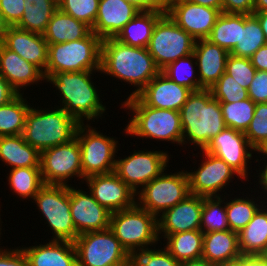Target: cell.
<instances>
[{
	"mask_svg": "<svg viewBox=\"0 0 267 266\" xmlns=\"http://www.w3.org/2000/svg\"><path fill=\"white\" fill-rule=\"evenodd\" d=\"M96 129L88 123H81L76 133L81 149L83 180L93 175L114 172L118 141Z\"/></svg>",
	"mask_w": 267,
	"mask_h": 266,
	"instance_id": "11",
	"label": "cell"
},
{
	"mask_svg": "<svg viewBox=\"0 0 267 266\" xmlns=\"http://www.w3.org/2000/svg\"><path fill=\"white\" fill-rule=\"evenodd\" d=\"M25 0H0V14L9 26H16L22 19Z\"/></svg>",
	"mask_w": 267,
	"mask_h": 266,
	"instance_id": "47",
	"label": "cell"
},
{
	"mask_svg": "<svg viewBox=\"0 0 267 266\" xmlns=\"http://www.w3.org/2000/svg\"><path fill=\"white\" fill-rule=\"evenodd\" d=\"M18 93L10 86L7 80L0 74V106L9 103Z\"/></svg>",
	"mask_w": 267,
	"mask_h": 266,
	"instance_id": "52",
	"label": "cell"
},
{
	"mask_svg": "<svg viewBox=\"0 0 267 266\" xmlns=\"http://www.w3.org/2000/svg\"><path fill=\"white\" fill-rule=\"evenodd\" d=\"M57 9L55 0H25L22 19L16 27L43 35Z\"/></svg>",
	"mask_w": 267,
	"mask_h": 266,
	"instance_id": "33",
	"label": "cell"
},
{
	"mask_svg": "<svg viewBox=\"0 0 267 266\" xmlns=\"http://www.w3.org/2000/svg\"><path fill=\"white\" fill-rule=\"evenodd\" d=\"M180 117L182 146L189 142L190 146L204 149L226 128L220 103L209 89L192 91L180 109Z\"/></svg>",
	"mask_w": 267,
	"mask_h": 266,
	"instance_id": "2",
	"label": "cell"
},
{
	"mask_svg": "<svg viewBox=\"0 0 267 266\" xmlns=\"http://www.w3.org/2000/svg\"><path fill=\"white\" fill-rule=\"evenodd\" d=\"M95 72L101 71L59 72L46 78V82L56 87L61 95L58 102L62 104L58 107L74 116L80 123H84V120L94 121L106 112V107L102 104L97 92L98 89L91 79Z\"/></svg>",
	"mask_w": 267,
	"mask_h": 266,
	"instance_id": "3",
	"label": "cell"
},
{
	"mask_svg": "<svg viewBox=\"0 0 267 266\" xmlns=\"http://www.w3.org/2000/svg\"><path fill=\"white\" fill-rule=\"evenodd\" d=\"M92 29L85 22L73 18L59 8L53 13L43 34L48 45L76 41L87 37Z\"/></svg>",
	"mask_w": 267,
	"mask_h": 266,
	"instance_id": "28",
	"label": "cell"
},
{
	"mask_svg": "<svg viewBox=\"0 0 267 266\" xmlns=\"http://www.w3.org/2000/svg\"><path fill=\"white\" fill-rule=\"evenodd\" d=\"M165 13V9L141 10L115 37L120 42L147 48L157 20Z\"/></svg>",
	"mask_w": 267,
	"mask_h": 266,
	"instance_id": "31",
	"label": "cell"
},
{
	"mask_svg": "<svg viewBox=\"0 0 267 266\" xmlns=\"http://www.w3.org/2000/svg\"><path fill=\"white\" fill-rule=\"evenodd\" d=\"M81 149L75 137L68 143L40 152V170L44 184L68 185L75 177L82 178Z\"/></svg>",
	"mask_w": 267,
	"mask_h": 266,
	"instance_id": "14",
	"label": "cell"
},
{
	"mask_svg": "<svg viewBox=\"0 0 267 266\" xmlns=\"http://www.w3.org/2000/svg\"><path fill=\"white\" fill-rule=\"evenodd\" d=\"M261 256L267 261V248Z\"/></svg>",
	"mask_w": 267,
	"mask_h": 266,
	"instance_id": "63",
	"label": "cell"
},
{
	"mask_svg": "<svg viewBox=\"0 0 267 266\" xmlns=\"http://www.w3.org/2000/svg\"><path fill=\"white\" fill-rule=\"evenodd\" d=\"M263 166H264V169H263V167H260V170H261V168H262V170L261 171L259 170L260 173H258L259 175L257 176V177H259V179H257V180H259L258 181L259 185L260 186L262 185L261 189L262 188L264 189L263 192H266L264 194L267 195V163L264 162Z\"/></svg>",
	"mask_w": 267,
	"mask_h": 266,
	"instance_id": "56",
	"label": "cell"
},
{
	"mask_svg": "<svg viewBox=\"0 0 267 266\" xmlns=\"http://www.w3.org/2000/svg\"><path fill=\"white\" fill-rule=\"evenodd\" d=\"M196 40L165 12L154 25L147 50L162 71L170 63L194 52Z\"/></svg>",
	"mask_w": 267,
	"mask_h": 266,
	"instance_id": "9",
	"label": "cell"
},
{
	"mask_svg": "<svg viewBox=\"0 0 267 266\" xmlns=\"http://www.w3.org/2000/svg\"><path fill=\"white\" fill-rule=\"evenodd\" d=\"M165 248L178 261H191L202 259L203 232L190 230L168 235Z\"/></svg>",
	"mask_w": 267,
	"mask_h": 266,
	"instance_id": "32",
	"label": "cell"
},
{
	"mask_svg": "<svg viewBox=\"0 0 267 266\" xmlns=\"http://www.w3.org/2000/svg\"><path fill=\"white\" fill-rule=\"evenodd\" d=\"M190 195L187 171L164 173L146 184L136 196V203L156 217Z\"/></svg>",
	"mask_w": 267,
	"mask_h": 266,
	"instance_id": "12",
	"label": "cell"
},
{
	"mask_svg": "<svg viewBox=\"0 0 267 266\" xmlns=\"http://www.w3.org/2000/svg\"><path fill=\"white\" fill-rule=\"evenodd\" d=\"M102 39L93 31L85 38L48 45L45 79L54 73L100 70Z\"/></svg>",
	"mask_w": 267,
	"mask_h": 266,
	"instance_id": "6",
	"label": "cell"
},
{
	"mask_svg": "<svg viewBox=\"0 0 267 266\" xmlns=\"http://www.w3.org/2000/svg\"><path fill=\"white\" fill-rule=\"evenodd\" d=\"M206 39L230 53L240 42V14L222 12Z\"/></svg>",
	"mask_w": 267,
	"mask_h": 266,
	"instance_id": "36",
	"label": "cell"
},
{
	"mask_svg": "<svg viewBox=\"0 0 267 266\" xmlns=\"http://www.w3.org/2000/svg\"><path fill=\"white\" fill-rule=\"evenodd\" d=\"M117 158L114 173L137 195L146 184L166 171L170 157L167 151L134 150L128 157Z\"/></svg>",
	"mask_w": 267,
	"mask_h": 266,
	"instance_id": "13",
	"label": "cell"
},
{
	"mask_svg": "<svg viewBox=\"0 0 267 266\" xmlns=\"http://www.w3.org/2000/svg\"><path fill=\"white\" fill-rule=\"evenodd\" d=\"M195 64V65H194ZM194 65V67H193ZM197 66L195 55L180 58L175 62L170 63L162 72L167 75L173 82L189 88L191 91L204 89L200 85L198 73L195 67ZM196 74V75H195Z\"/></svg>",
	"mask_w": 267,
	"mask_h": 266,
	"instance_id": "40",
	"label": "cell"
},
{
	"mask_svg": "<svg viewBox=\"0 0 267 266\" xmlns=\"http://www.w3.org/2000/svg\"><path fill=\"white\" fill-rule=\"evenodd\" d=\"M255 0H222L223 13L253 14Z\"/></svg>",
	"mask_w": 267,
	"mask_h": 266,
	"instance_id": "50",
	"label": "cell"
},
{
	"mask_svg": "<svg viewBox=\"0 0 267 266\" xmlns=\"http://www.w3.org/2000/svg\"><path fill=\"white\" fill-rule=\"evenodd\" d=\"M203 150L222 159L239 174V179L249 181L248 162L256 150L250 145L244 132L226 127L214 136Z\"/></svg>",
	"mask_w": 267,
	"mask_h": 266,
	"instance_id": "15",
	"label": "cell"
},
{
	"mask_svg": "<svg viewBox=\"0 0 267 266\" xmlns=\"http://www.w3.org/2000/svg\"><path fill=\"white\" fill-rule=\"evenodd\" d=\"M253 14L258 18V21L262 27L263 33L267 41V11L253 12Z\"/></svg>",
	"mask_w": 267,
	"mask_h": 266,
	"instance_id": "57",
	"label": "cell"
},
{
	"mask_svg": "<svg viewBox=\"0 0 267 266\" xmlns=\"http://www.w3.org/2000/svg\"><path fill=\"white\" fill-rule=\"evenodd\" d=\"M0 160L14 168H40V152L23 135L0 137Z\"/></svg>",
	"mask_w": 267,
	"mask_h": 266,
	"instance_id": "29",
	"label": "cell"
},
{
	"mask_svg": "<svg viewBox=\"0 0 267 266\" xmlns=\"http://www.w3.org/2000/svg\"><path fill=\"white\" fill-rule=\"evenodd\" d=\"M252 266H267V261L262 256H252Z\"/></svg>",
	"mask_w": 267,
	"mask_h": 266,
	"instance_id": "61",
	"label": "cell"
},
{
	"mask_svg": "<svg viewBox=\"0 0 267 266\" xmlns=\"http://www.w3.org/2000/svg\"><path fill=\"white\" fill-rule=\"evenodd\" d=\"M254 199L246 196L245 198L230 199L231 201L229 202L228 200L225 201L227 222L230 230L237 233L241 231L251 221L257 210L267 203V201L264 202L265 200L255 203L257 201H254Z\"/></svg>",
	"mask_w": 267,
	"mask_h": 266,
	"instance_id": "38",
	"label": "cell"
},
{
	"mask_svg": "<svg viewBox=\"0 0 267 266\" xmlns=\"http://www.w3.org/2000/svg\"><path fill=\"white\" fill-rule=\"evenodd\" d=\"M216 266H252V256L241 255L233 260H228Z\"/></svg>",
	"mask_w": 267,
	"mask_h": 266,
	"instance_id": "54",
	"label": "cell"
},
{
	"mask_svg": "<svg viewBox=\"0 0 267 266\" xmlns=\"http://www.w3.org/2000/svg\"><path fill=\"white\" fill-rule=\"evenodd\" d=\"M141 10L127 0H99L92 31L102 40L116 37Z\"/></svg>",
	"mask_w": 267,
	"mask_h": 266,
	"instance_id": "22",
	"label": "cell"
},
{
	"mask_svg": "<svg viewBox=\"0 0 267 266\" xmlns=\"http://www.w3.org/2000/svg\"><path fill=\"white\" fill-rule=\"evenodd\" d=\"M248 96L254 103L267 102V71H256Z\"/></svg>",
	"mask_w": 267,
	"mask_h": 266,
	"instance_id": "48",
	"label": "cell"
},
{
	"mask_svg": "<svg viewBox=\"0 0 267 266\" xmlns=\"http://www.w3.org/2000/svg\"><path fill=\"white\" fill-rule=\"evenodd\" d=\"M110 229L130 256L158 243L157 217L137 203L111 213Z\"/></svg>",
	"mask_w": 267,
	"mask_h": 266,
	"instance_id": "7",
	"label": "cell"
},
{
	"mask_svg": "<svg viewBox=\"0 0 267 266\" xmlns=\"http://www.w3.org/2000/svg\"><path fill=\"white\" fill-rule=\"evenodd\" d=\"M267 205L257 210L251 221L238 232L241 255L261 256L267 248Z\"/></svg>",
	"mask_w": 267,
	"mask_h": 266,
	"instance_id": "30",
	"label": "cell"
},
{
	"mask_svg": "<svg viewBox=\"0 0 267 266\" xmlns=\"http://www.w3.org/2000/svg\"><path fill=\"white\" fill-rule=\"evenodd\" d=\"M8 184L11 191L22 199H32L38 191L45 185L40 168L24 167L10 169Z\"/></svg>",
	"mask_w": 267,
	"mask_h": 266,
	"instance_id": "37",
	"label": "cell"
},
{
	"mask_svg": "<svg viewBox=\"0 0 267 266\" xmlns=\"http://www.w3.org/2000/svg\"><path fill=\"white\" fill-rule=\"evenodd\" d=\"M30 108L23 94H18L9 103L0 106V137L22 135L26 114Z\"/></svg>",
	"mask_w": 267,
	"mask_h": 266,
	"instance_id": "35",
	"label": "cell"
},
{
	"mask_svg": "<svg viewBox=\"0 0 267 266\" xmlns=\"http://www.w3.org/2000/svg\"><path fill=\"white\" fill-rule=\"evenodd\" d=\"M99 0H60L58 8L91 28L98 14Z\"/></svg>",
	"mask_w": 267,
	"mask_h": 266,
	"instance_id": "43",
	"label": "cell"
},
{
	"mask_svg": "<svg viewBox=\"0 0 267 266\" xmlns=\"http://www.w3.org/2000/svg\"><path fill=\"white\" fill-rule=\"evenodd\" d=\"M245 136L256 151L267 142V102L256 103L254 115Z\"/></svg>",
	"mask_w": 267,
	"mask_h": 266,
	"instance_id": "44",
	"label": "cell"
},
{
	"mask_svg": "<svg viewBox=\"0 0 267 266\" xmlns=\"http://www.w3.org/2000/svg\"><path fill=\"white\" fill-rule=\"evenodd\" d=\"M250 61L257 71H267V43L250 57Z\"/></svg>",
	"mask_w": 267,
	"mask_h": 266,
	"instance_id": "51",
	"label": "cell"
},
{
	"mask_svg": "<svg viewBox=\"0 0 267 266\" xmlns=\"http://www.w3.org/2000/svg\"><path fill=\"white\" fill-rule=\"evenodd\" d=\"M185 1L218 9L222 12V0H185Z\"/></svg>",
	"mask_w": 267,
	"mask_h": 266,
	"instance_id": "55",
	"label": "cell"
},
{
	"mask_svg": "<svg viewBox=\"0 0 267 266\" xmlns=\"http://www.w3.org/2000/svg\"><path fill=\"white\" fill-rule=\"evenodd\" d=\"M191 92L161 71L136 96L147 106L180 111Z\"/></svg>",
	"mask_w": 267,
	"mask_h": 266,
	"instance_id": "21",
	"label": "cell"
},
{
	"mask_svg": "<svg viewBox=\"0 0 267 266\" xmlns=\"http://www.w3.org/2000/svg\"><path fill=\"white\" fill-rule=\"evenodd\" d=\"M30 266H77L73 242L51 240L45 244L21 247Z\"/></svg>",
	"mask_w": 267,
	"mask_h": 266,
	"instance_id": "26",
	"label": "cell"
},
{
	"mask_svg": "<svg viewBox=\"0 0 267 266\" xmlns=\"http://www.w3.org/2000/svg\"><path fill=\"white\" fill-rule=\"evenodd\" d=\"M204 197L190 194L183 201L157 217L158 237L165 239L170 234L200 230ZM161 237V238H160Z\"/></svg>",
	"mask_w": 267,
	"mask_h": 266,
	"instance_id": "20",
	"label": "cell"
},
{
	"mask_svg": "<svg viewBox=\"0 0 267 266\" xmlns=\"http://www.w3.org/2000/svg\"><path fill=\"white\" fill-rule=\"evenodd\" d=\"M73 243L77 266H126L131 262L110 228L78 235Z\"/></svg>",
	"mask_w": 267,
	"mask_h": 266,
	"instance_id": "10",
	"label": "cell"
},
{
	"mask_svg": "<svg viewBox=\"0 0 267 266\" xmlns=\"http://www.w3.org/2000/svg\"><path fill=\"white\" fill-rule=\"evenodd\" d=\"M19 248H0V266H30L26 254Z\"/></svg>",
	"mask_w": 267,
	"mask_h": 266,
	"instance_id": "49",
	"label": "cell"
},
{
	"mask_svg": "<svg viewBox=\"0 0 267 266\" xmlns=\"http://www.w3.org/2000/svg\"><path fill=\"white\" fill-rule=\"evenodd\" d=\"M33 200L54 235L51 239L74 242L78 237L70 213V185H44ZM54 232V233H53Z\"/></svg>",
	"mask_w": 267,
	"mask_h": 266,
	"instance_id": "8",
	"label": "cell"
},
{
	"mask_svg": "<svg viewBox=\"0 0 267 266\" xmlns=\"http://www.w3.org/2000/svg\"><path fill=\"white\" fill-rule=\"evenodd\" d=\"M204 162L198 166L197 170L187 171L189 179V192L192 195L203 197L221 196L219 191L228 186L234 176L240 177L228 164L222 159L200 150ZM219 193V194H217Z\"/></svg>",
	"mask_w": 267,
	"mask_h": 266,
	"instance_id": "16",
	"label": "cell"
},
{
	"mask_svg": "<svg viewBox=\"0 0 267 266\" xmlns=\"http://www.w3.org/2000/svg\"><path fill=\"white\" fill-rule=\"evenodd\" d=\"M0 74L18 94H21L20 89L23 87L46 80L37 66L24 60L3 43L0 44Z\"/></svg>",
	"mask_w": 267,
	"mask_h": 266,
	"instance_id": "24",
	"label": "cell"
},
{
	"mask_svg": "<svg viewBox=\"0 0 267 266\" xmlns=\"http://www.w3.org/2000/svg\"><path fill=\"white\" fill-rule=\"evenodd\" d=\"M70 213L79 235L110 228L111 212L100 205L90 192L77 190L71 185Z\"/></svg>",
	"mask_w": 267,
	"mask_h": 266,
	"instance_id": "19",
	"label": "cell"
},
{
	"mask_svg": "<svg viewBox=\"0 0 267 266\" xmlns=\"http://www.w3.org/2000/svg\"><path fill=\"white\" fill-rule=\"evenodd\" d=\"M100 71L136 87L128 97L136 96L161 72L147 48L124 44L115 37L102 40Z\"/></svg>",
	"mask_w": 267,
	"mask_h": 266,
	"instance_id": "1",
	"label": "cell"
},
{
	"mask_svg": "<svg viewBox=\"0 0 267 266\" xmlns=\"http://www.w3.org/2000/svg\"><path fill=\"white\" fill-rule=\"evenodd\" d=\"M223 196L204 197L201 211L200 230L203 233L212 231H225L229 229L225 209V197ZM224 204V205H223Z\"/></svg>",
	"mask_w": 267,
	"mask_h": 266,
	"instance_id": "39",
	"label": "cell"
},
{
	"mask_svg": "<svg viewBox=\"0 0 267 266\" xmlns=\"http://www.w3.org/2000/svg\"><path fill=\"white\" fill-rule=\"evenodd\" d=\"M179 266H216V265L211 264L204 259H198V260L181 262Z\"/></svg>",
	"mask_w": 267,
	"mask_h": 266,
	"instance_id": "58",
	"label": "cell"
},
{
	"mask_svg": "<svg viewBox=\"0 0 267 266\" xmlns=\"http://www.w3.org/2000/svg\"><path fill=\"white\" fill-rule=\"evenodd\" d=\"M9 25L5 22L3 16L0 14V44L3 43Z\"/></svg>",
	"mask_w": 267,
	"mask_h": 266,
	"instance_id": "59",
	"label": "cell"
},
{
	"mask_svg": "<svg viewBox=\"0 0 267 266\" xmlns=\"http://www.w3.org/2000/svg\"><path fill=\"white\" fill-rule=\"evenodd\" d=\"M122 103V108H127L133 115L123 129L126 135L182 145L180 111L147 106L137 96L128 97Z\"/></svg>",
	"mask_w": 267,
	"mask_h": 266,
	"instance_id": "4",
	"label": "cell"
},
{
	"mask_svg": "<svg viewBox=\"0 0 267 266\" xmlns=\"http://www.w3.org/2000/svg\"><path fill=\"white\" fill-rule=\"evenodd\" d=\"M266 43L258 18L254 14H240V42H237L230 54L250 58Z\"/></svg>",
	"mask_w": 267,
	"mask_h": 266,
	"instance_id": "34",
	"label": "cell"
},
{
	"mask_svg": "<svg viewBox=\"0 0 267 266\" xmlns=\"http://www.w3.org/2000/svg\"><path fill=\"white\" fill-rule=\"evenodd\" d=\"M126 266H134V264L132 262H130L128 265Z\"/></svg>",
	"mask_w": 267,
	"mask_h": 266,
	"instance_id": "65",
	"label": "cell"
},
{
	"mask_svg": "<svg viewBox=\"0 0 267 266\" xmlns=\"http://www.w3.org/2000/svg\"><path fill=\"white\" fill-rule=\"evenodd\" d=\"M1 210V209H0ZM1 216V215H0ZM0 224H1V218H0ZM2 229H1V225H0V231H1ZM0 235H1V232H0ZM1 237V236H0Z\"/></svg>",
	"mask_w": 267,
	"mask_h": 266,
	"instance_id": "66",
	"label": "cell"
},
{
	"mask_svg": "<svg viewBox=\"0 0 267 266\" xmlns=\"http://www.w3.org/2000/svg\"><path fill=\"white\" fill-rule=\"evenodd\" d=\"M209 90L219 103H233L249 98L248 90L239 85L235 79L226 72Z\"/></svg>",
	"mask_w": 267,
	"mask_h": 266,
	"instance_id": "42",
	"label": "cell"
},
{
	"mask_svg": "<svg viewBox=\"0 0 267 266\" xmlns=\"http://www.w3.org/2000/svg\"><path fill=\"white\" fill-rule=\"evenodd\" d=\"M131 262L134 266H179L178 262L169 251L163 248H147L136 252L131 256Z\"/></svg>",
	"mask_w": 267,
	"mask_h": 266,
	"instance_id": "46",
	"label": "cell"
},
{
	"mask_svg": "<svg viewBox=\"0 0 267 266\" xmlns=\"http://www.w3.org/2000/svg\"><path fill=\"white\" fill-rule=\"evenodd\" d=\"M163 4H165L168 0H160Z\"/></svg>",
	"mask_w": 267,
	"mask_h": 266,
	"instance_id": "64",
	"label": "cell"
},
{
	"mask_svg": "<svg viewBox=\"0 0 267 266\" xmlns=\"http://www.w3.org/2000/svg\"><path fill=\"white\" fill-rule=\"evenodd\" d=\"M48 110L30 106L25 118L24 140L39 152L70 142L81 124L61 107Z\"/></svg>",
	"mask_w": 267,
	"mask_h": 266,
	"instance_id": "5",
	"label": "cell"
},
{
	"mask_svg": "<svg viewBox=\"0 0 267 266\" xmlns=\"http://www.w3.org/2000/svg\"><path fill=\"white\" fill-rule=\"evenodd\" d=\"M256 71L250 58L236 57L231 54L228 55L225 72L231 75L243 88L249 89Z\"/></svg>",
	"mask_w": 267,
	"mask_h": 266,
	"instance_id": "45",
	"label": "cell"
},
{
	"mask_svg": "<svg viewBox=\"0 0 267 266\" xmlns=\"http://www.w3.org/2000/svg\"><path fill=\"white\" fill-rule=\"evenodd\" d=\"M193 54L198 66L196 69L200 85L209 89L225 73L226 60L230 53L207 39H198Z\"/></svg>",
	"mask_w": 267,
	"mask_h": 266,
	"instance_id": "25",
	"label": "cell"
},
{
	"mask_svg": "<svg viewBox=\"0 0 267 266\" xmlns=\"http://www.w3.org/2000/svg\"><path fill=\"white\" fill-rule=\"evenodd\" d=\"M256 152H258L257 154L260 155V153H262L263 155H265V158L267 156V142L265 144H263Z\"/></svg>",
	"mask_w": 267,
	"mask_h": 266,
	"instance_id": "62",
	"label": "cell"
},
{
	"mask_svg": "<svg viewBox=\"0 0 267 266\" xmlns=\"http://www.w3.org/2000/svg\"><path fill=\"white\" fill-rule=\"evenodd\" d=\"M164 7L170 18L195 40L206 39L222 13L185 0H168Z\"/></svg>",
	"mask_w": 267,
	"mask_h": 266,
	"instance_id": "17",
	"label": "cell"
},
{
	"mask_svg": "<svg viewBox=\"0 0 267 266\" xmlns=\"http://www.w3.org/2000/svg\"><path fill=\"white\" fill-rule=\"evenodd\" d=\"M84 180L89 187L88 192L111 213L131 208L136 204V193L114 172L93 175Z\"/></svg>",
	"mask_w": 267,
	"mask_h": 266,
	"instance_id": "18",
	"label": "cell"
},
{
	"mask_svg": "<svg viewBox=\"0 0 267 266\" xmlns=\"http://www.w3.org/2000/svg\"><path fill=\"white\" fill-rule=\"evenodd\" d=\"M3 44L45 72L48 63V43L43 35L9 26Z\"/></svg>",
	"mask_w": 267,
	"mask_h": 266,
	"instance_id": "23",
	"label": "cell"
},
{
	"mask_svg": "<svg viewBox=\"0 0 267 266\" xmlns=\"http://www.w3.org/2000/svg\"><path fill=\"white\" fill-rule=\"evenodd\" d=\"M227 128L246 132L254 115L256 103L250 98L233 103H220Z\"/></svg>",
	"mask_w": 267,
	"mask_h": 266,
	"instance_id": "41",
	"label": "cell"
},
{
	"mask_svg": "<svg viewBox=\"0 0 267 266\" xmlns=\"http://www.w3.org/2000/svg\"><path fill=\"white\" fill-rule=\"evenodd\" d=\"M267 11V0H255L253 12Z\"/></svg>",
	"mask_w": 267,
	"mask_h": 266,
	"instance_id": "60",
	"label": "cell"
},
{
	"mask_svg": "<svg viewBox=\"0 0 267 266\" xmlns=\"http://www.w3.org/2000/svg\"><path fill=\"white\" fill-rule=\"evenodd\" d=\"M135 4L140 10H157L165 9L164 4L160 0H127Z\"/></svg>",
	"mask_w": 267,
	"mask_h": 266,
	"instance_id": "53",
	"label": "cell"
},
{
	"mask_svg": "<svg viewBox=\"0 0 267 266\" xmlns=\"http://www.w3.org/2000/svg\"><path fill=\"white\" fill-rule=\"evenodd\" d=\"M240 256L237 232L228 229L203 233L202 259L218 265Z\"/></svg>",
	"mask_w": 267,
	"mask_h": 266,
	"instance_id": "27",
	"label": "cell"
}]
</instances>
